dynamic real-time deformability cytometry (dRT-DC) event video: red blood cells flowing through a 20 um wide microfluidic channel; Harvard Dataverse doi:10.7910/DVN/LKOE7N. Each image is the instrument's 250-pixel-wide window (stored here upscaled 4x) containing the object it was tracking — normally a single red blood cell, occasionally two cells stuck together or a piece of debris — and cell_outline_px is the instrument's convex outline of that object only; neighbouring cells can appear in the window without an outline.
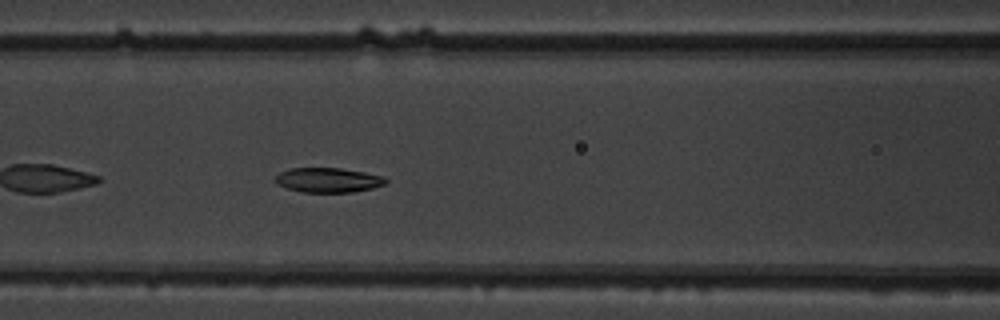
{"species": "common noctule bat (a hibernating species)", "species_latin": "Nyctalus noctula", "temperature_condition": "warm", "stored_images_in_passage": 38, "camera_frame_rate_fps": 3000, "um_per_image_px": 0.085, "animal": {"sex": "male", "body_mass_g": 19.5, "forearm_length_mm": 54.6}, "frame": {"image": 1, "passage_image": 8, "time_ms": 2.333, "image_size_px": [1000, 320], "cell_outline_px": [[388, 180], [384, 184], [372, 188], [352, 192], [300, 192], [276, 184], [272, 180], [280, 172], [292, 168], [340, 168], [364, 172], [384, 176]], "centroid_in_image_um": [27.86, 15.3], "position_along_channel_um": 138.7, "area_um2": 15.9}}
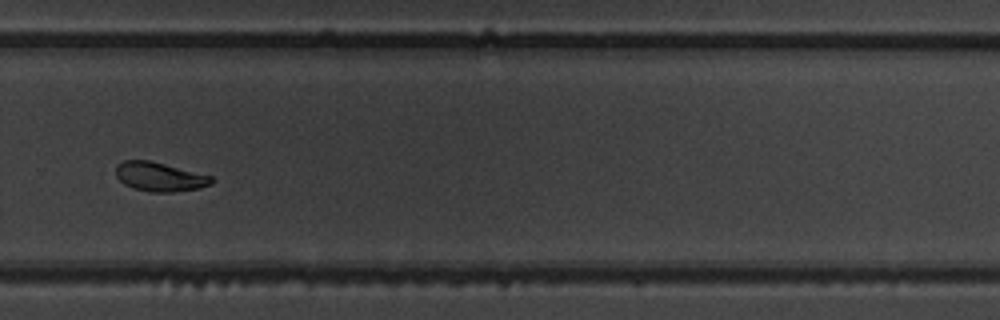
{"frame": {"image": 2, "passage_image": 22, "time_ms": 7.0, "image_size_px": [1000, 320], "cell_outline_px": [[212, 184], [200, 188], [172, 192], [152, 192], [132, 188], [124, 184], [116, 176], [116, 164], [124, 160], [148, 160], [212, 176]], "centroid_in_image_um": [13.54, 15.03], "position_along_channel_um": 316.3, "area_um2": 16.13}}
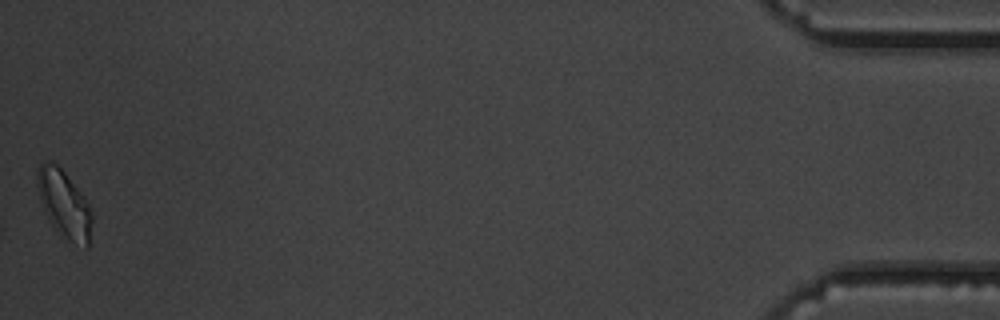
{"frame": {"image": 3, "passage_image": 38, "time_ms": 12.333, "image_size_px": [1000, 320], "cell_outline_px": [[92, 220], [88, 248], [84, 248], [68, 240], [48, 220], [44, 212], [40, 200], [36, 184], [36, 168], [40, 164], [56, 164], [64, 172], [80, 192], [88, 204], [92, 212]], "centroid_in_image_um": [5.44, 17.37], "position_along_channel_um": 429.8, "area_um2": 21.15}, "authors_computed_cell_mechanics": {"area_um2": 16.5019, "velocity_mm_per_s": 3.81, "shape_relaxation_time_tau1_ms": 5.0949, "shape_relaxation_time_tau2_ms": 7.8786, "deformation_change_tau1": 0.153, "deformation_change_tau2": 0.1202}}